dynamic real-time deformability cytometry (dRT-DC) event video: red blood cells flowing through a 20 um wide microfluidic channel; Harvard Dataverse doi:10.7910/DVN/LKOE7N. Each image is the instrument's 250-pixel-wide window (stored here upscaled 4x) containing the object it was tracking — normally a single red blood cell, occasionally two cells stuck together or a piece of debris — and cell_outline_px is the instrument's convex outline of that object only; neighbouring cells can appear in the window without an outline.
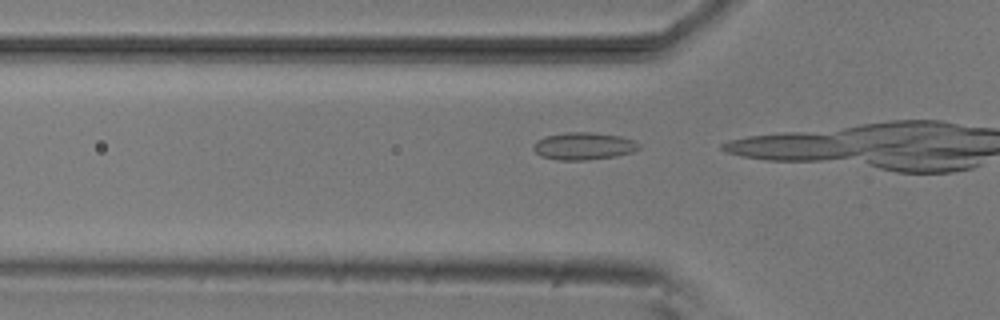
{"species": "common noctule bat (a hibernating species)", "species_latin": "Nyctalus noctula", "temperature_condition": "room temperature", "stored_images_in_passage": 14, "camera_frame_rate_fps": 3000, "um_per_image_px": 0.085, "animal": {"sex": "male", "body_mass_g": 20.5, "forearm_length_mm": 52.5}, "frame": {"image": 1, "passage_image": 12, "time_ms": 3.667, "image_size_px": [1000, 320], "cell_outline_px": [[640, 148], [632, 152], [616, 156], [584, 160], [556, 160], [540, 156], [532, 148], [532, 144], [536, 140], [544, 136], [564, 132], [592, 132], [620, 136], [636, 140], [640, 144]], "centroid_in_image_um": [49.58, 12.41], "position_along_channel_um": 76.2, "area_um2": 17.11}}